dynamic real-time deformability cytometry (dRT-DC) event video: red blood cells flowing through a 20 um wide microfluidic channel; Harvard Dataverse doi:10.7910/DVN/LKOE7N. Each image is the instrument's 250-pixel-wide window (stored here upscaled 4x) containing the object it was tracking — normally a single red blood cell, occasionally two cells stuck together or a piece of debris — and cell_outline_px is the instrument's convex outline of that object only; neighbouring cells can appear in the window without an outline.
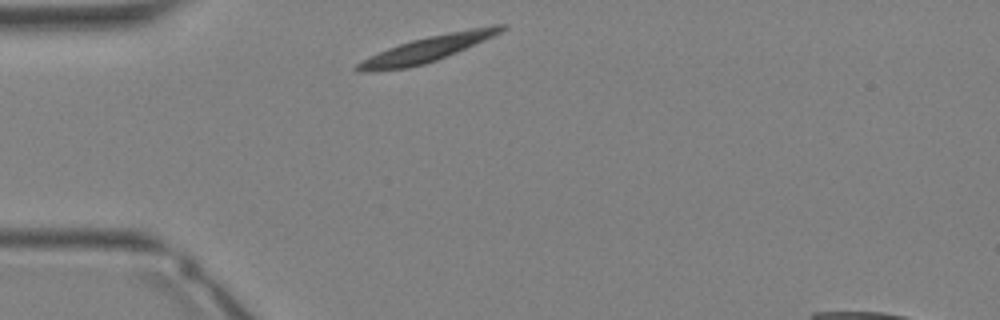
{"species": "Egyptian fruit bat (a non-hibernating species)", "species_latin": "Rousettus aegyptiacus", "temperature_condition": "warm", "stored_images_in_passage": 27, "camera_frame_rate_fps": 3000, "um_per_image_px": 0.085, "animal": {"sex": "female"}, "frame": {"image": 1, "passage_image": 1, "time_ms": 0.0, "image_size_px": [1000, 320], "cell_outline_px": [[508, 24], [500, 32], [484, 40], [456, 52], [436, 60], [424, 64], [408, 68], [372, 72], [356, 72], [352, 68], [356, 64], [388, 48], [412, 40], [428, 36], [468, 28], [492, 24]], "centroid_in_image_um": [36.28, 4.17], "position_along_channel_um": 48.7, "area_um2": 21.33}}
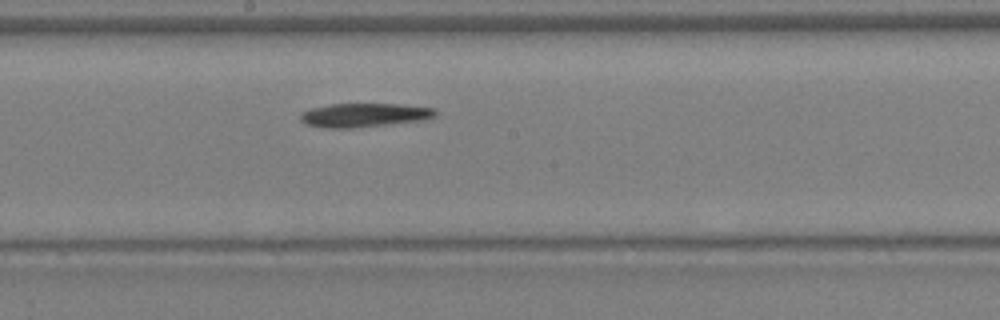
{"frame": {"image": 2, "passage_image": 11, "time_ms": 3.333, "image_size_px": [1000, 320], "cell_outline_px": [[436, 116], [428, 120], [352, 128], [324, 128], [304, 124], [300, 120], [300, 112], [312, 108], [332, 104], [396, 104], [436, 108]], "centroid_in_image_um": [30.97, 9.79], "position_along_channel_um": 217.2, "area_um2": 18.96}}
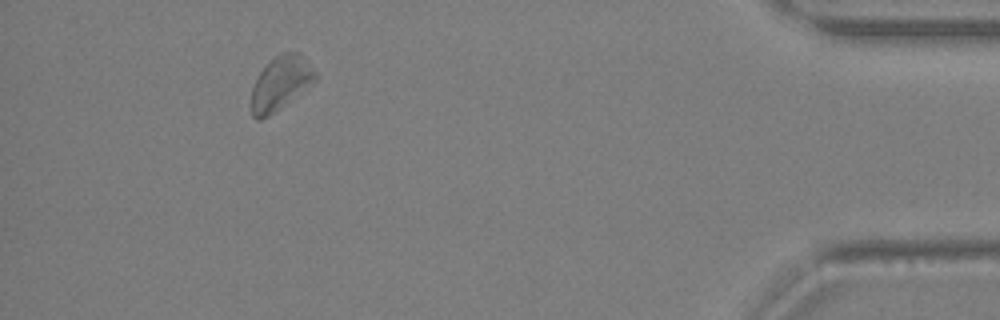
{"frame": {"image": 3, "passage_image": 24, "time_ms": 7.667, "image_size_px": [1000, 320], "cell_outline_px": [[316, 80], [312, 84], [280, 108], [268, 116], [260, 120], [256, 120], [252, 116], [252, 88], [260, 72], [280, 52], [300, 52], [316, 72]], "centroid_in_image_um": [23.86, 7.07], "position_along_channel_um": 411.3, "area_um2": 19.71}}